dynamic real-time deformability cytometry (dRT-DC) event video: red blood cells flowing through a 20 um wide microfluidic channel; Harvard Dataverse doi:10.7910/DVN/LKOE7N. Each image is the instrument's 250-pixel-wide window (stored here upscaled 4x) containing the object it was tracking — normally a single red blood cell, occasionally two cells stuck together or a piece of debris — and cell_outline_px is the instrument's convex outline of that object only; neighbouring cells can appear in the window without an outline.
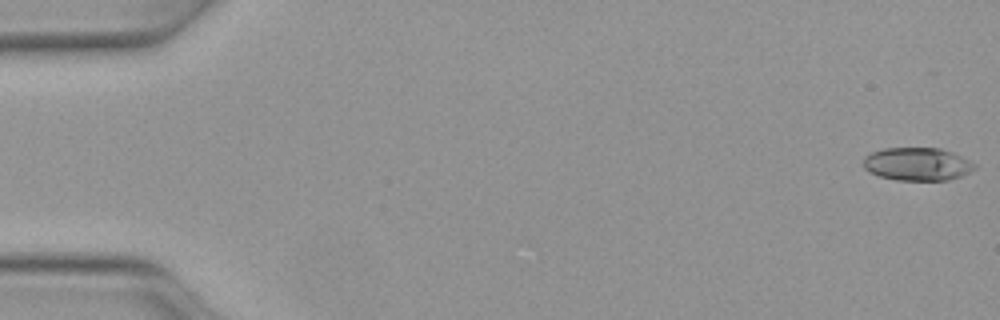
{"species": "Egyptian fruit bat (a non-hibernating species)", "species_latin": "Rousettus aegyptiacus", "temperature_condition": "warm", "stored_images_in_passage": 50, "camera_frame_rate_fps": 3000, "um_per_image_px": 0.085, "animal": {"sex": "female"}, "frame": {"image": 1, "passage_image": 1, "time_ms": 0.0, "image_size_px": [1000, 320], "cell_outline_px": [[976, 168], [960, 176], [948, 180], [896, 180], [880, 176], [868, 172], [864, 168], [864, 156], [872, 152], [884, 148], [940, 148], [952, 152], [976, 164]], "centroid_in_image_um": [77.95, 13.94], "position_along_channel_um": 7.1, "area_um2": 21.33}}
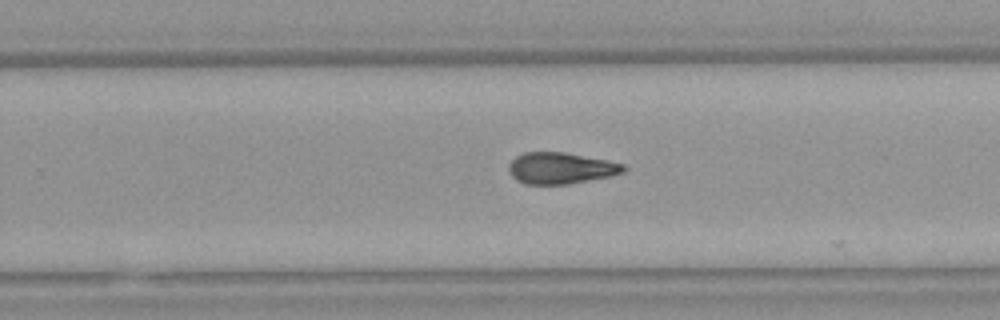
{"frame": {"image": 2, "passage_image": 32, "time_ms": 10.333, "image_size_px": [1000, 320], "cell_outline_px": [[628, 168], [624, 172], [612, 176], [568, 184], [524, 184], [516, 180], [508, 172], [508, 164], [516, 156], [524, 152], [564, 152], [608, 160], [624, 164]], "centroid_in_image_um": [47.67, 14.29], "position_along_channel_um": 282.1, "area_um2": 21.21}}
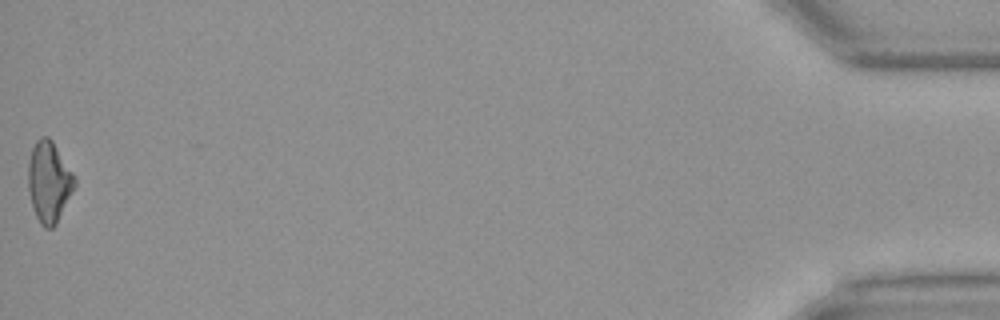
{"frame": {"image": 3, "passage_image": 50, "time_ms": 16.333, "image_size_px": [1000, 320], "cell_outline_px": [[76, 184], [56, 224], [52, 228], [44, 228], [40, 224], [36, 216], [32, 204], [28, 188], [28, 160], [32, 148], [36, 140], [40, 136], [48, 136], [52, 140], [76, 176]], "centroid_in_image_um": [4.16, 15.43], "position_along_channel_um": 431.0, "area_um2": 21.96}, "authors_computed_cell_mechanics": {"area_um2": 21.2415, "velocity_mm_per_s": 4.1319, "shape_relaxation_time_tau1_ms": null, "shape_relaxation_time_tau2_ms": 4.7374, "deformation_change_tau1": null, "deformation_change_tau2": 0.1365}}